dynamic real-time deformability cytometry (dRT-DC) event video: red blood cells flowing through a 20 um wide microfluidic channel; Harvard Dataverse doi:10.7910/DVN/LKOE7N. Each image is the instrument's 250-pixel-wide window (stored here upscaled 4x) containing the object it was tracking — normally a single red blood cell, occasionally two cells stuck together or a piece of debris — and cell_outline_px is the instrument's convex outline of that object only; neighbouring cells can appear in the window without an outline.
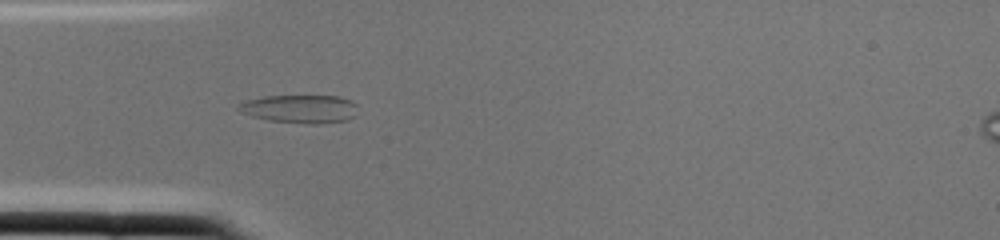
{"species": "common noctule bat (a hibernating species)", "species_latin": "Nyctalus noctula", "temperature_condition": "cold", "stored_images_in_passage": 2, "camera_frame_rate_fps": 3000, "um_per_image_px": 0.085, "animal": {"sex": "female", "body_mass_g": 22.0, "forearm_length_mm": 56.7}, "frame": {"image": 1, "passage_image": 2, "time_ms": 0.333, "image_size_px": [1000, 240], "cell_outline_px": [[356, 104], [352, 116], [348, 120], [320, 124], [308, 124], [268, 120], [252, 116], [240, 112], [236, 108], [244, 100], [264, 96], [340, 96], [352, 100]], "centroid_in_image_um": [25.47, 9.25], "position_along_channel_um": 59.5, "area_um2": 19.65}}